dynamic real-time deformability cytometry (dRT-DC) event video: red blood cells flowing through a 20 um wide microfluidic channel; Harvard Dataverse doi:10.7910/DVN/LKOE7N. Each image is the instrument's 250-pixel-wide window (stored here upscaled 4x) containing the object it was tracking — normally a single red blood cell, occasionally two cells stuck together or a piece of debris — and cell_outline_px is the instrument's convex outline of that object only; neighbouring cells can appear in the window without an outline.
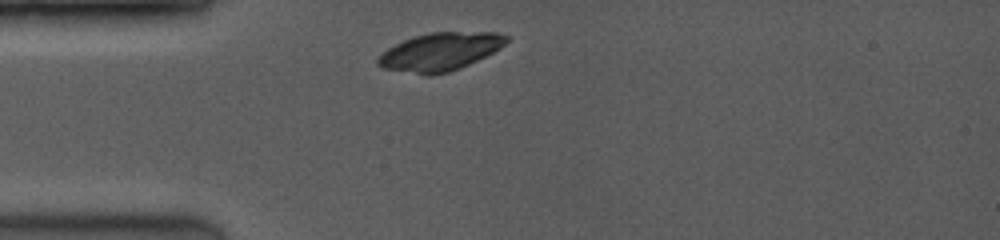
{"species": "common noctule bat (a hibernating species)", "species_latin": "Nyctalus noctula", "temperature_condition": "room temperature", "stored_images_in_passage": 3, "camera_frame_rate_fps": 3500, "um_per_image_px": 0.085, "animal": {"sex": "female", "body_mass_g": 19.0, "forearm_length_mm": 53.3}, "frame": {"image": 1, "passage_image": 1, "time_ms": 0.0, "image_size_px": [1000, 240], "cell_outline_px": [[508, 40], [500, 48], [460, 68], [448, 72], [428, 76], [384, 68], [376, 64], [376, 60], [388, 48], [404, 40], [428, 32], [496, 32], [508, 36]], "centroid_in_image_um": [37.4, 4.39], "position_along_channel_um": 47.6, "area_um2": 28.09}}
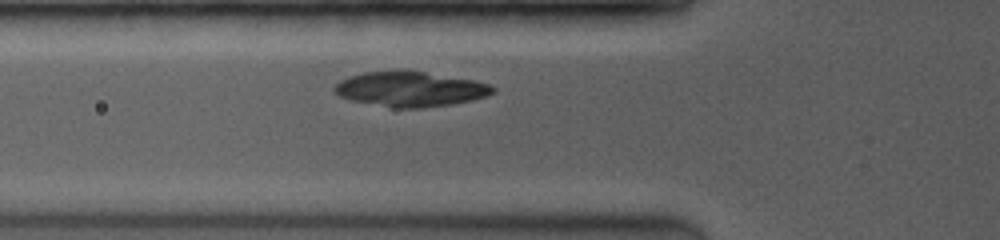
{"frame": {"image": 2, "passage_image": 3, "time_ms": 1.429, "image_size_px": [1000, 240], "cell_outline_px": [[496, 92], [488, 96], [472, 100], [452, 104], [420, 108], [392, 108], [352, 100], [340, 96], [332, 88], [340, 80], [348, 76], [364, 72], [404, 68], [476, 80], [488, 84], [496, 88]], "centroid_in_image_um": [34.89, 7.54], "position_along_channel_um": 90.9, "area_um2": 33.0}}